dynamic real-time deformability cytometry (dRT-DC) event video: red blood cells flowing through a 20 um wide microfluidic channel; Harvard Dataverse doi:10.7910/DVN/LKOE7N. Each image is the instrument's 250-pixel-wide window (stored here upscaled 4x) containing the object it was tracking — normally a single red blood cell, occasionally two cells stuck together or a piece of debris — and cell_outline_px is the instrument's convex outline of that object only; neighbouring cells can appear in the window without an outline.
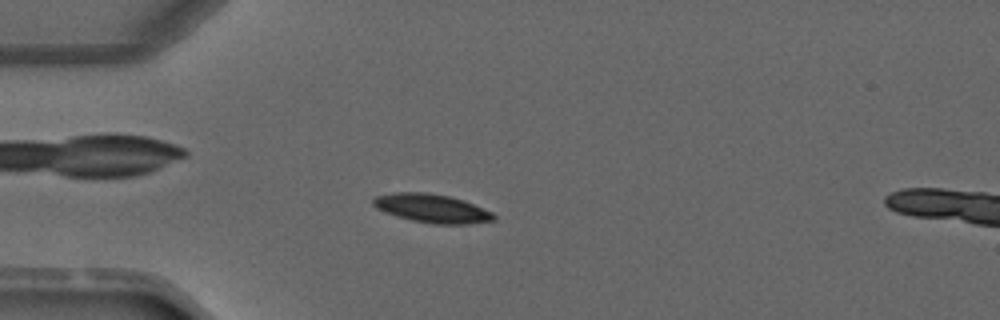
{"species": "common noctule bat (a hibernating species)", "species_latin": "Nyctalus noctula", "temperature_condition": "warm", "stored_images_in_passage": 4, "camera_frame_rate_fps": 3000, "um_per_image_px": 0.085, "animal": {"sex": "male", "forearm_length_mm": 52.5}, "frame": {"image": 1, "passage_image": 3, "time_ms": 3.0, "image_size_px": [1000, 320], "cell_outline_px": [[496, 220], [468, 224], [432, 224], [412, 220], [396, 216], [376, 208], [372, 204], [372, 200], [376, 196], [392, 192], [424, 192], [448, 196], [464, 200], [492, 212], [496, 216]], "centroid_in_image_um": [36.71, 17.71], "position_along_channel_um": 48.3, "area_um2": 20.11}}